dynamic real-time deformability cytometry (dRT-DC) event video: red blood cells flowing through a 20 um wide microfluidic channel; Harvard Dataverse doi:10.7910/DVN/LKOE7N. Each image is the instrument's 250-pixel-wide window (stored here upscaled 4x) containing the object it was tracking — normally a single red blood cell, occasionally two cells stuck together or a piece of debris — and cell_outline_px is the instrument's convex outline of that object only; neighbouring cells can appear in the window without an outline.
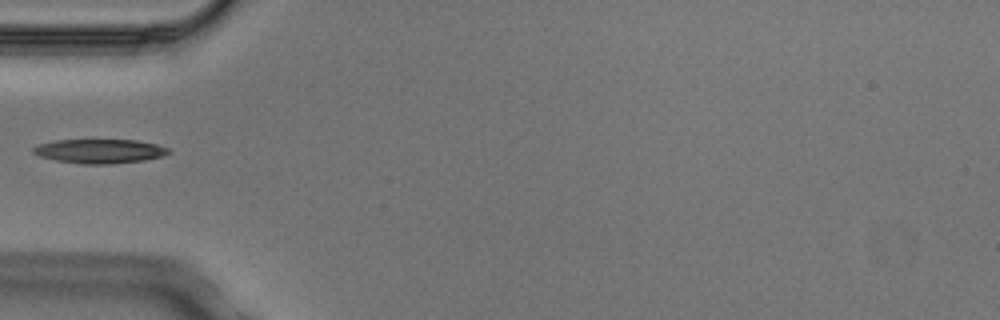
{"species": "Egyptian fruit bat (a non-hibernating species)", "species_latin": "Rousettus aegyptiacus", "temperature_condition": "cold", "stored_images_in_passage": 4, "camera_frame_rate_fps": 3000, "um_per_image_px": 0.085, "animal": {"sex": "male"}, "frame": {"image": 1, "passage_image": 4, "time_ms": 1.0, "image_size_px": [1000, 320], "cell_outline_px": [[172, 152], [164, 156], [144, 160], [112, 164], [80, 164], [56, 160], [40, 156], [32, 152], [32, 148], [40, 144], [56, 140], [136, 140], [156, 144], [168, 148]], "centroid_in_image_um": [8.5, 12.85], "position_along_channel_um": 76.5, "area_um2": 19.07}}